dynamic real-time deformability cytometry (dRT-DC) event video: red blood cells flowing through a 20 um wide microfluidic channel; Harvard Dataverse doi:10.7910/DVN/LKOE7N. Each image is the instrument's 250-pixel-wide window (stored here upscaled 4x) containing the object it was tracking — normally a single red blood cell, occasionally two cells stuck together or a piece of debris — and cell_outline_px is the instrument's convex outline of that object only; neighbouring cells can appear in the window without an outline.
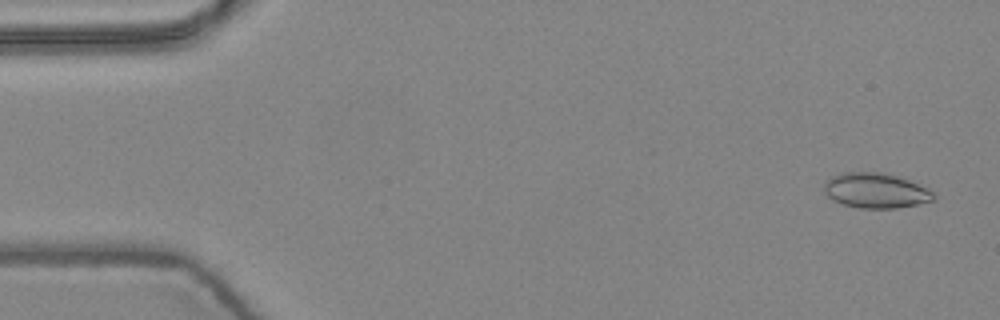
{"species": "common noctule bat (a hibernating species)", "species_latin": "Nyctalus noctula", "temperature_condition": "warm", "stored_images_in_passage": 4, "camera_frame_rate_fps": 3000, "um_per_image_px": 0.085, "animal": {"sex": "female", "body_mass_g": 24.6, "forearm_length_mm": 56.2}, "frame": {"image": 1, "passage_image": 1, "time_ms": 0.0, "image_size_px": [1000, 320], "cell_outline_px": [[936, 200], [896, 208], [860, 208], [844, 204], [832, 200], [824, 192], [824, 184], [832, 176], [840, 172], [884, 172], [908, 180], [928, 188], [936, 196]], "centroid_in_image_um": [74.43, 16.19], "position_along_channel_um": 10.6, "area_um2": 22.37}}